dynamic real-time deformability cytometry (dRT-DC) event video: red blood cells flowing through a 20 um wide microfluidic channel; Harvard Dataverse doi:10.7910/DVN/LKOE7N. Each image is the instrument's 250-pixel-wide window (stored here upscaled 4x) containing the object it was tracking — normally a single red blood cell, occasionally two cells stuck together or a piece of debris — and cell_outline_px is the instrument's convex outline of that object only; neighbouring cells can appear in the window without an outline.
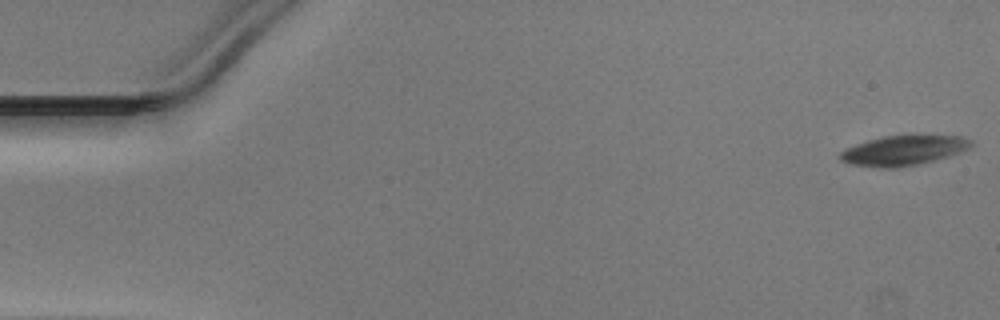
{"species": "Egyptian fruit bat (a non-hibernating species)", "species_latin": "Rousettus aegyptiacus", "temperature_condition": "warm", "stored_images_in_passage": 50, "camera_frame_rate_fps": 3000, "um_per_image_px": 0.085, "animal": {"sex": "male"}, "frame": {"image": 1, "passage_image": 1, "time_ms": 0.0, "image_size_px": [1000, 320], "cell_outline_px": [[972, 144], [968, 148], [960, 152], [948, 156], [916, 164], [892, 168], [880, 168], [852, 164], [840, 160], [840, 152], [844, 148], [868, 140], [884, 136], [960, 136], [972, 140]], "centroid_in_image_um": [76.75, 12.79], "position_along_channel_um": 8.3, "area_um2": 22.31}}
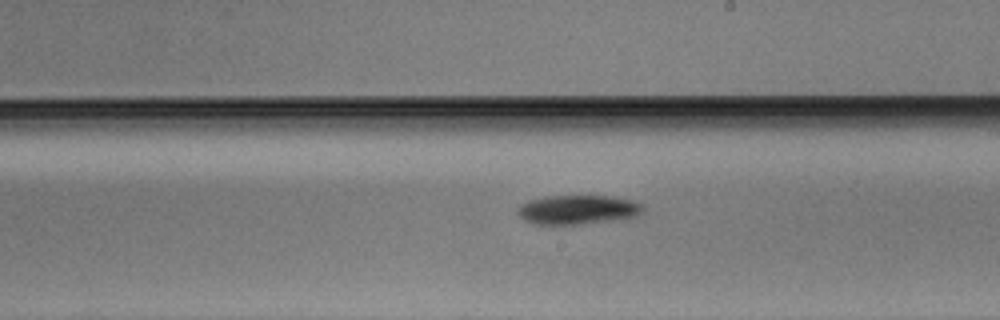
{"frame": {"image": 2, "passage_image": 29, "time_ms": 9.333, "image_size_px": [1000, 320], "cell_outline_px": [[644, 208], [636, 216], [576, 224], [532, 224], [524, 220], [516, 212], [516, 208], [520, 204], [528, 200], [544, 196], [612, 196], [632, 200], [644, 204]], "centroid_in_image_um": [49.04, 17.8], "position_along_channel_um": 240.0, "area_um2": 21.21}}
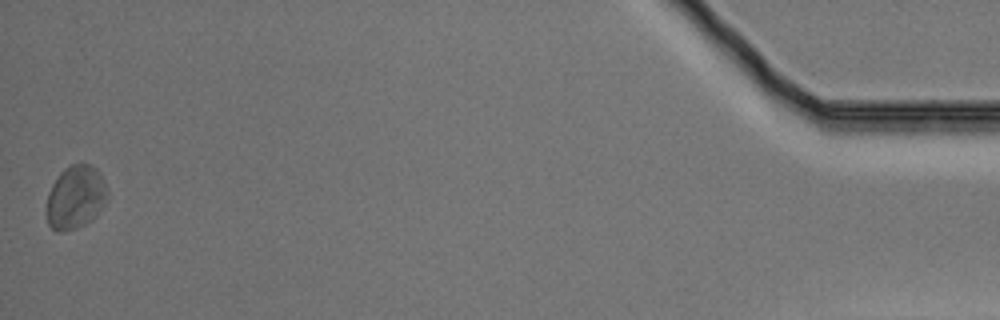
{"frame": {"image": 3, "passage_image": 50, "time_ms": 16.333, "image_size_px": [1000, 320], "cell_outline_px": [[108, 200], [96, 216], [84, 224], [76, 228], [64, 232], [56, 232], [48, 224], [44, 212], [48, 192], [52, 184], [60, 172], [64, 168], [80, 160], [92, 164], [100, 172], [108, 192]], "centroid_in_image_um": [6.4, 16.74], "position_along_channel_um": 428.8, "area_um2": 23.29}}